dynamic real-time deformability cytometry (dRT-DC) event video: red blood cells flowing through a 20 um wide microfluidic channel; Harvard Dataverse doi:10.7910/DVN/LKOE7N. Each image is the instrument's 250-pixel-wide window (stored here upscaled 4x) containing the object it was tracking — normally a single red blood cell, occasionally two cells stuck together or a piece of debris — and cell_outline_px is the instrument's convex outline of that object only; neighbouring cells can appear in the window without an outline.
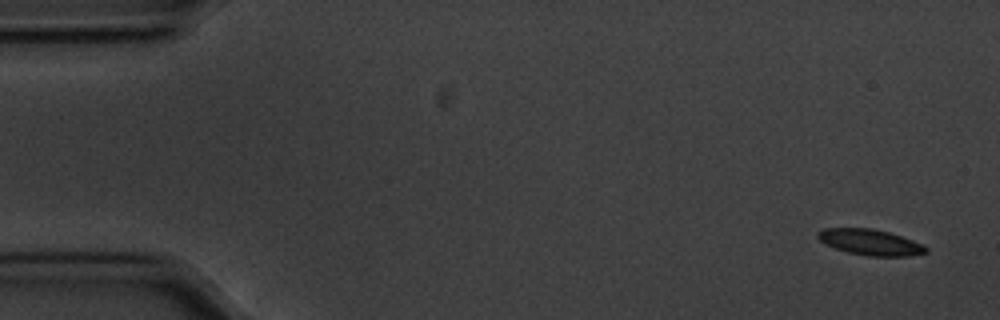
{"species": "common noctule bat (a hibernating species)", "species_latin": "Nyctalus noctula", "temperature_condition": "cold", "stored_images_in_passage": 55, "camera_frame_rate_fps": 3000, "um_per_image_px": 0.085, "animal": {"sex": "male", "body_mass_g": 20.1, "forearm_length_mm": 53.5}, "frame": {"image": 1, "passage_image": 1, "time_ms": 0.0, "image_size_px": [1000, 320], "cell_outline_px": [[928, 252], [908, 256], [868, 256], [848, 252], [836, 248], [820, 240], [816, 236], [824, 228], [872, 228], [888, 232], [912, 240], [928, 248]], "centroid_in_image_um": [73.99, 20.59], "position_along_channel_um": 11.0, "area_um2": 15.95}}
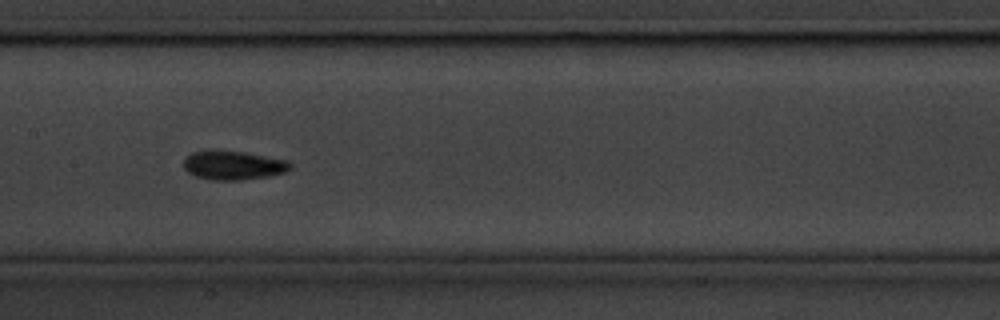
{"frame": {"image": 2, "passage_image": 26, "time_ms": 8.333, "image_size_px": [1000, 320], "cell_outline_px": [[292, 168], [284, 172], [268, 176], [240, 180], [212, 180], [196, 176], [188, 172], [184, 168], [184, 160], [192, 152], [208, 148], [216, 148], [244, 152], [288, 160], [292, 164]], "centroid_in_image_um": [19.8, 14.01], "position_along_channel_um": 187.6, "area_um2": 18.38}}
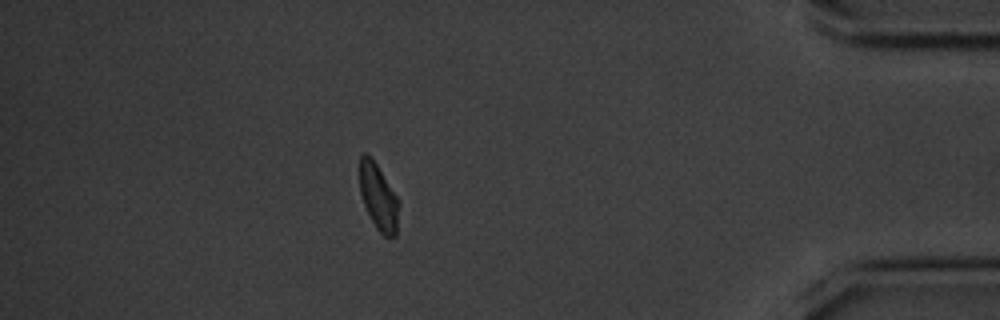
{"frame": {"image": 3, "passage_image": 48, "time_ms": 15.667, "image_size_px": [1000, 320], "cell_outline_px": [[400, 204], [396, 236], [384, 236], [376, 228], [364, 204], [360, 192], [360, 156], [364, 152], [368, 152], [372, 156], [400, 200]], "centroid_in_image_um": [32.19, 16.7], "position_along_channel_um": 403.0, "area_um2": 15.37}, "authors_computed_cell_mechanics": {"area_um2": 16.4152, "velocity_mm_per_s": 3.5459, "shape_relaxation_time_tau1_ms": null, "shape_relaxation_time_tau2_ms": 9.3256, "deformation_change_tau1": null, "deformation_change_tau2": 0.1114}}